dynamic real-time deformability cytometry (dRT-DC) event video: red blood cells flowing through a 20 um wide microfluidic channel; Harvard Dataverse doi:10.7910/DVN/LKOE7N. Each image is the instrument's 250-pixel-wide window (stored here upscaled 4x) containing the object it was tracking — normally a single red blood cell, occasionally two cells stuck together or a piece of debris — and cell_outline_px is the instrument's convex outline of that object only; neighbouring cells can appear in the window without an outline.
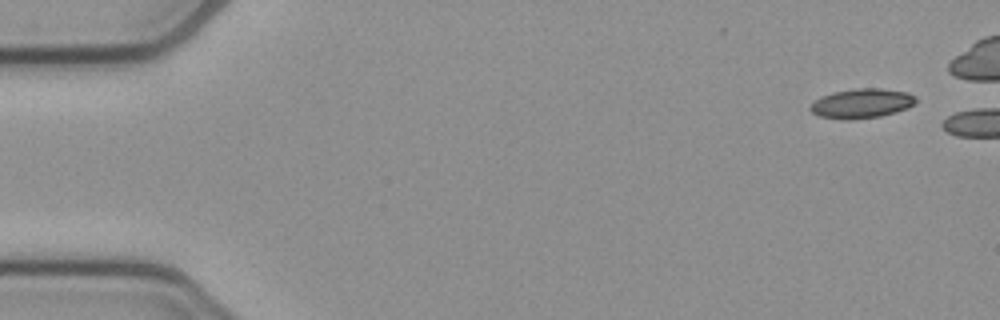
{"species": "common noctule bat (a hibernating species)", "species_latin": "Nyctalus noctula", "temperature_condition": "cold", "stored_images_in_passage": 4, "camera_frame_rate_fps": 3000, "um_per_image_px": 0.085, "animal": {"sex": "female", "body_mass_g": 21.9}, "frame": {"image": 1, "passage_image": 1, "time_ms": 0.0, "image_size_px": [1000, 320], "cell_outline_px": [[916, 100], [908, 108], [896, 112], [880, 116], [852, 120], [840, 120], [820, 116], [812, 112], [808, 108], [820, 96], [832, 92], [856, 88], [880, 88], [908, 92], [916, 96]], "centroid_in_image_um": [73.23, 8.79], "position_along_channel_um": 11.8, "area_um2": 18.32}}